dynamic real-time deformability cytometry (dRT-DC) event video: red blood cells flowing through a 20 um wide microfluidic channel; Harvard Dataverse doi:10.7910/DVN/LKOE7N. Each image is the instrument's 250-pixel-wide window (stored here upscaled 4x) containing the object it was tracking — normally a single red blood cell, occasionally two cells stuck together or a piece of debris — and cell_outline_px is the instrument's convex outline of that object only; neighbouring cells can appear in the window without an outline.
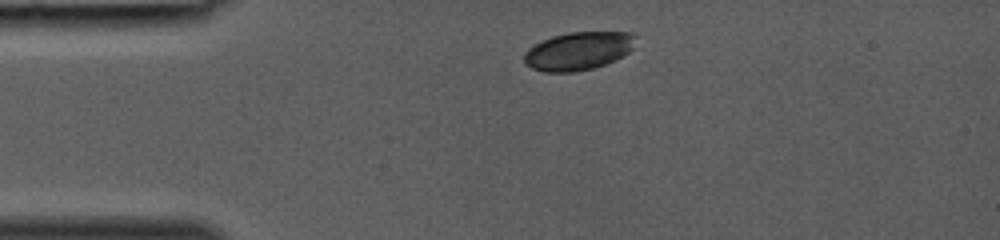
{"species": "common noctule bat (a hibernating species)", "species_latin": "Nyctalus noctula", "temperature_condition": "room temperature", "stored_images_in_passage": 29, "camera_frame_rate_fps": 3000, "um_per_image_px": 0.085, "animal": {"sex": "female", "body_mass_g": 19.0, "forearm_length_mm": 53.3}, "frame": {"image": 1, "passage_image": 1, "time_ms": 0.0, "image_size_px": [1000, 240], "cell_outline_px": [[636, 36], [632, 48], [628, 52], [616, 60], [592, 68], [576, 72], [544, 72], [532, 68], [524, 64], [524, 52], [528, 48], [552, 36], [568, 32], [632, 32]], "centroid_in_image_um": [49.14, 4.33], "position_along_channel_um": 35.9, "area_um2": 24.8}}
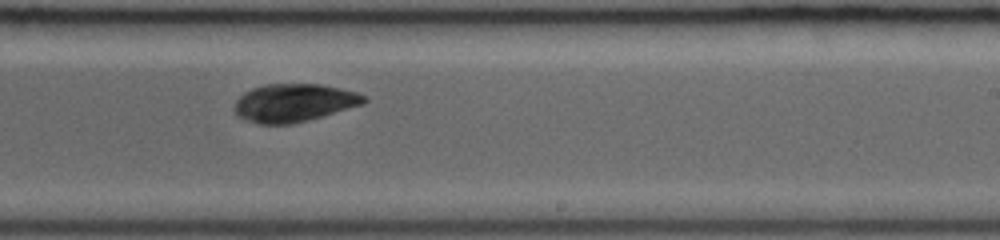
{"frame": {"image": 2, "passage_image": 17, "time_ms": 5.333, "image_size_px": [1000, 240], "cell_outline_px": [[368, 100], [364, 104], [308, 120], [292, 124], [260, 124], [244, 120], [236, 116], [232, 108], [236, 100], [244, 92], [252, 88], [264, 84], [320, 84], [340, 88], [356, 92], [364, 96]], "centroid_in_image_um": [24.94, 8.74], "position_along_channel_um": 264.1, "area_um2": 28.9}}
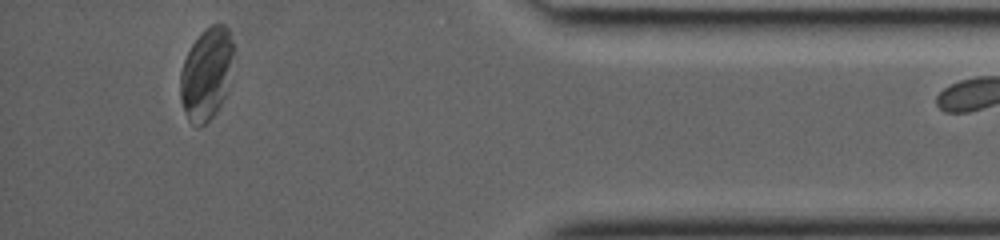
{"frame": {"image": 3, "passage_image": 28, "time_ms": 9.0, "image_size_px": [1000, 240], "cell_outline_px": [[232, 56], [228, 92], [216, 112], [200, 128], [196, 128], [188, 120], [180, 100], [180, 72], [184, 60], [192, 44], [200, 32], [212, 24], [224, 24], [228, 28], [232, 40]], "centroid_in_image_um": [17.53, 6.3], "position_along_channel_um": 417.7, "area_um2": 28.73}}